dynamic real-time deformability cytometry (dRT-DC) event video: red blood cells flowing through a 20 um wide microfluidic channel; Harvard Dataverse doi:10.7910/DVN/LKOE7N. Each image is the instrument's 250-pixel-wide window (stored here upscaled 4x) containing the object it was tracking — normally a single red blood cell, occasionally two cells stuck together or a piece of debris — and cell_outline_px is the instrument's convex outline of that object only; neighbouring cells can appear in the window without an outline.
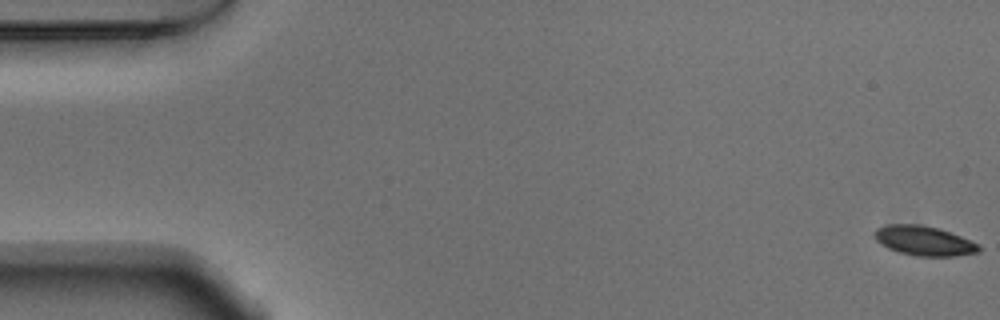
{"species": "Egyptian fruit bat (a non-hibernating species)", "species_latin": "Rousettus aegyptiacus", "temperature_condition": "warm", "stored_images_in_passage": 54, "camera_frame_rate_fps": 3000, "um_per_image_px": 0.085, "animal": {"sex": "male"}, "frame": {"image": 1, "passage_image": 1, "time_ms": 0.0, "image_size_px": [1000, 320], "cell_outline_px": [[980, 252], [956, 256], [916, 256], [900, 252], [888, 248], [880, 244], [872, 236], [872, 232], [876, 228], [884, 224], [920, 224], [940, 228], [960, 236], [976, 244], [980, 248]], "centroid_in_image_um": [78.46, 20.45], "position_along_channel_um": 6.5, "area_um2": 18.15}}
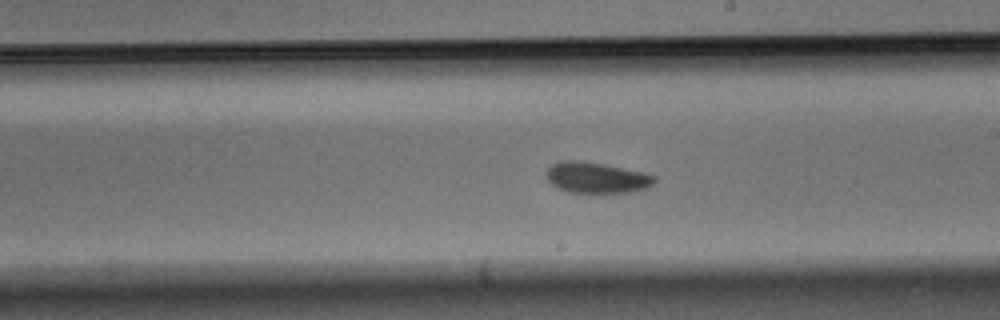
{"frame": {"image": 2, "passage_image": 31, "time_ms": 10.0, "image_size_px": [1000, 320], "cell_outline_px": [[656, 180], [648, 188], [628, 192], [568, 192], [556, 188], [548, 180], [544, 172], [552, 164], [560, 160], [584, 160], [644, 172], [656, 176]], "centroid_in_image_um": [50.67, 15.08], "position_along_channel_um": 238.3, "area_um2": 19.65}}
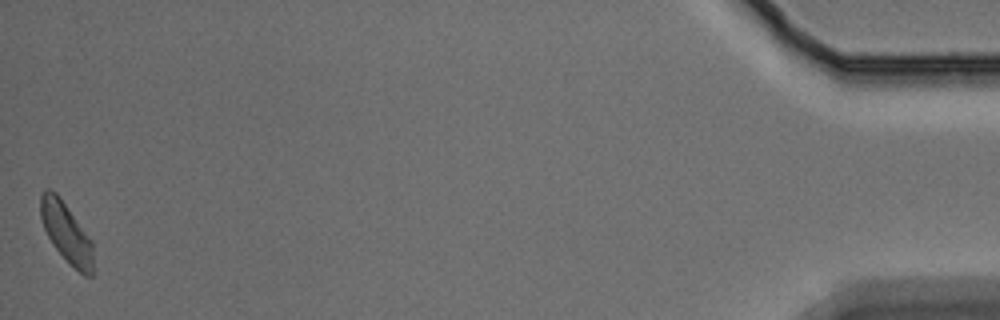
{"frame": {"image": 3, "passage_image": 54, "time_ms": 17.667, "image_size_px": [1000, 320], "cell_outline_px": [[92, 276], [84, 276], [52, 244], [44, 228], [40, 216], [40, 196], [44, 188], [52, 188], [60, 196], [92, 240]], "centroid_in_image_um": [5.61, 19.68], "position_along_channel_um": 429.6, "area_um2": 18.21}, "authors_computed_cell_mechanics": {"area_um2": 18.6694, "velocity_mm_per_s": 3.7468, "shape_relaxation_time_tau1_ms": 1.697, "shape_relaxation_time_tau2_ms": null, "deformation_change_tau1": 0.0939, "deformation_change_tau2": null}}